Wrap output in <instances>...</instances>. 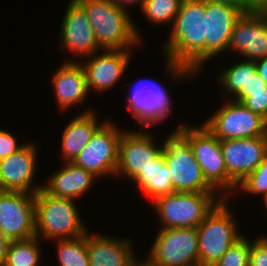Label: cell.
Returning <instances> with one entry per match:
<instances>
[{
  "label": "cell",
  "mask_w": 267,
  "mask_h": 266,
  "mask_svg": "<svg viewBox=\"0 0 267 266\" xmlns=\"http://www.w3.org/2000/svg\"><path fill=\"white\" fill-rule=\"evenodd\" d=\"M206 0H182L179 12L161 47L163 73L172 85L179 81L193 83L205 68ZM163 53V54H162ZM201 76V77H200Z\"/></svg>",
  "instance_id": "cell-1"
},
{
  "label": "cell",
  "mask_w": 267,
  "mask_h": 266,
  "mask_svg": "<svg viewBox=\"0 0 267 266\" xmlns=\"http://www.w3.org/2000/svg\"><path fill=\"white\" fill-rule=\"evenodd\" d=\"M77 1L85 9L102 50H139L146 43L136 19L112 0Z\"/></svg>",
  "instance_id": "cell-2"
},
{
  "label": "cell",
  "mask_w": 267,
  "mask_h": 266,
  "mask_svg": "<svg viewBox=\"0 0 267 266\" xmlns=\"http://www.w3.org/2000/svg\"><path fill=\"white\" fill-rule=\"evenodd\" d=\"M78 202L51 196L43 188L37 191L34 199L35 236L44 243H50L85 235L90 227L81 216Z\"/></svg>",
  "instance_id": "cell-3"
},
{
  "label": "cell",
  "mask_w": 267,
  "mask_h": 266,
  "mask_svg": "<svg viewBox=\"0 0 267 266\" xmlns=\"http://www.w3.org/2000/svg\"><path fill=\"white\" fill-rule=\"evenodd\" d=\"M223 198L217 192H174L149 203L159 229L196 228Z\"/></svg>",
  "instance_id": "cell-4"
},
{
  "label": "cell",
  "mask_w": 267,
  "mask_h": 266,
  "mask_svg": "<svg viewBox=\"0 0 267 266\" xmlns=\"http://www.w3.org/2000/svg\"><path fill=\"white\" fill-rule=\"evenodd\" d=\"M230 201L223 198L196 227L199 266H213L244 235Z\"/></svg>",
  "instance_id": "cell-5"
},
{
  "label": "cell",
  "mask_w": 267,
  "mask_h": 266,
  "mask_svg": "<svg viewBox=\"0 0 267 266\" xmlns=\"http://www.w3.org/2000/svg\"><path fill=\"white\" fill-rule=\"evenodd\" d=\"M139 78L122 86L123 90L126 87L129 89V92L126 91V109L140 128L164 125L175 109L169 87L165 86L166 83L158 82V79Z\"/></svg>",
  "instance_id": "cell-6"
},
{
  "label": "cell",
  "mask_w": 267,
  "mask_h": 266,
  "mask_svg": "<svg viewBox=\"0 0 267 266\" xmlns=\"http://www.w3.org/2000/svg\"><path fill=\"white\" fill-rule=\"evenodd\" d=\"M184 121L179 120L174 128L188 140L206 182L222 198L228 199V174L220 140L203 124Z\"/></svg>",
  "instance_id": "cell-7"
},
{
  "label": "cell",
  "mask_w": 267,
  "mask_h": 266,
  "mask_svg": "<svg viewBox=\"0 0 267 266\" xmlns=\"http://www.w3.org/2000/svg\"><path fill=\"white\" fill-rule=\"evenodd\" d=\"M162 154L175 192H216L204 179L188 140L176 128L165 133Z\"/></svg>",
  "instance_id": "cell-8"
},
{
  "label": "cell",
  "mask_w": 267,
  "mask_h": 266,
  "mask_svg": "<svg viewBox=\"0 0 267 266\" xmlns=\"http://www.w3.org/2000/svg\"><path fill=\"white\" fill-rule=\"evenodd\" d=\"M126 128L107 119L93 134L91 140L73 163L91 172L98 179L114 178L118 164L119 142Z\"/></svg>",
  "instance_id": "cell-9"
},
{
  "label": "cell",
  "mask_w": 267,
  "mask_h": 266,
  "mask_svg": "<svg viewBox=\"0 0 267 266\" xmlns=\"http://www.w3.org/2000/svg\"><path fill=\"white\" fill-rule=\"evenodd\" d=\"M202 124L219 140L267 136V120L242 103L225 97Z\"/></svg>",
  "instance_id": "cell-10"
},
{
  "label": "cell",
  "mask_w": 267,
  "mask_h": 266,
  "mask_svg": "<svg viewBox=\"0 0 267 266\" xmlns=\"http://www.w3.org/2000/svg\"><path fill=\"white\" fill-rule=\"evenodd\" d=\"M127 128L119 142L118 164L115 179L132 181L139 173L148 168L163 153L164 136L159 140L150 128ZM157 136V137H155ZM160 143V144H159Z\"/></svg>",
  "instance_id": "cell-11"
},
{
  "label": "cell",
  "mask_w": 267,
  "mask_h": 266,
  "mask_svg": "<svg viewBox=\"0 0 267 266\" xmlns=\"http://www.w3.org/2000/svg\"><path fill=\"white\" fill-rule=\"evenodd\" d=\"M155 235L146 256L152 265L199 266L197 228L158 229Z\"/></svg>",
  "instance_id": "cell-12"
},
{
  "label": "cell",
  "mask_w": 267,
  "mask_h": 266,
  "mask_svg": "<svg viewBox=\"0 0 267 266\" xmlns=\"http://www.w3.org/2000/svg\"><path fill=\"white\" fill-rule=\"evenodd\" d=\"M59 29L58 48L60 53L69 54L64 62H80L101 51L92 25L83 6L77 0H69Z\"/></svg>",
  "instance_id": "cell-13"
},
{
  "label": "cell",
  "mask_w": 267,
  "mask_h": 266,
  "mask_svg": "<svg viewBox=\"0 0 267 266\" xmlns=\"http://www.w3.org/2000/svg\"><path fill=\"white\" fill-rule=\"evenodd\" d=\"M228 174V198L237 186L251 174L267 154V136L220 140Z\"/></svg>",
  "instance_id": "cell-14"
},
{
  "label": "cell",
  "mask_w": 267,
  "mask_h": 266,
  "mask_svg": "<svg viewBox=\"0 0 267 266\" xmlns=\"http://www.w3.org/2000/svg\"><path fill=\"white\" fill-rule=\"evenodd\" d=\"M133 50H101L80 61L90 95L105 94L122 82L132 64ZM133 54V55H132Z\"/></svg>",
  "instance_id": "cell-15"
},
{
  "label": "cell",
  "mask_w": 267,
  "mask_h": 266,
  "mask_svg": "<svg viewBox=\"0 0 267 266\" xmlns=\"http://www.w3.org/2000/svg\"><path fill=\"white\" fill-rule=\"evenodd\" d=\"M26 141L22 149L0 160V191L35 194L43 188V182L40 179L36 181L41 144L31 139Z\"/></svg>",
  "instance_id": "cell-16"
},
{
  "label": "cell",
  "mask_w": 267,
  "mask_h": 266,
  "mask_svg": "<svg viewBox=\"0 0 267 266\" xmlns=\"http://www.w3.org/2000/svg\"><path fill=\"white\" fill-rule=\"evenodd\" d=\"M35 194L0 191V234L11 241L35 236Z\"/></svg>",
  "instance_id": "cell-17"
},
{
  "label": "cell",
  "mask_w": 267,
  "mask_h": 266,
  "mask_svg": "<svg viewBox=\"0 0 267 266\" xmlns=\"http://www.w3.org/2000/svg\"><path fill=\"white\" fill-rule=\"evenodd\" d=\"M228 53L249 61L267 58V12L242 14L233 27Z\"/></svg>",
  "instance_id": "cell-18"
},
{
  "label": "cell",
  "mask_w": 267,
  "mask_h": 266,
  "mask_svg": "<svg viewBox=\"0 0 267 266\" xmlns=\"http://www.w3.org/2000/svg\"><path fill=\"white\" fill-rule=\"evenodd\" d=\"M242 14L238 7L206 0L204 71L208 62L227 54L233 27Z\"/></svg>",
  "instance_id": "cell-19"
},
{
  "label": "cell",
  "mask_w": 267,
  "mask_h": 266,
  "mask_svg": "<svg viewBox=\"0 0 267 266\" xmlns=\"http://www.w3.org/2000/svg\"><path fill=\"white\" fill-rule=\"evenodd\" d=\"M62 64V65H61ZM51 90L59 112L68 113L70 108H78L89 99L86 75L80 62H61L52 71Z\"/></svg>",
  "instance_id": "cell-20"
},
{
  "label": "cell",
  "mask_w": 267,
  "mask_h": 266,
  "mask_svg": "<svg viewBox=\"0 0 267 266\" xmlns=\"http://www.w3.org/2000/svg\"><path fill=\"white\" fill-rule=\"evenodd\" d=\"M87 232V250L90 266H132L139 258L133 241L128 237ZM126 237V238H125Z\"/></svg>",
  "instance_id": "cell-21"
},
{
  "label": "cell",
  "mask_w": 267,
  "mask_h": 266,
  "mask_svg": "<svg viewBox=\"0 0 267 266\" xmlns=\"http://www.w3.org/2000/svg\"><path fill=\"white\" fill-rule=\"evenodd\" d=\"M84 110L66 122L61 134L60 159L62 162H73L91 140L96 130L108 119L98 117L94 107L86 106ZM103 119V120H102Z\"/></svg>",
  "instance_id": "cell-22"
},
{
  "label": "cell",
  "mask_w": 267,
  "mask_h": 266,
  "mask_svg": "<svg viewBox=\"0 0 267 266\" xmlns=\"http://www.w3.org/2000/svg\"><path fill=\"white\" fill-rule=\"evenodd\" d=\"M61 165L43 181V189L51 196L77 201L83 199L99 181L91 172L73 162H61Z\"/></svg>",
  "instance_id": "cell-23"
},
{
  "label": "cell",
  "mask_w": 267,
  "mask_h": 266,
  "mask_svg": "<svg viewBox=\"0 0 267 266\" xmlns=\"http://www.w3.org/2000/svg\"><path fill=\"white\" fill-rule=\"evenodd\" d=\"M133 185L140 192V196L144 195V199L153 202L155 199L174 193L172 176L168 166L165 163V157L161 154L154 163L139 173L132 181ZM142 193V194H141Z\"/></svg>",
  "instance_id": "cell-24"
},
{
  "label": "cell",
  "mask_w": 267,
  "mask_h": 266,
  "mask_svg": "<svg viewBox=\"0 0 267 266\" xmlns=\"http://www.w3.org/2000/svg\"><path fill=\"white\" fill-rule=\"evenodd\" d=\"M220 68L217 74H214L217 76L215 79L218 86H221L228 99L241 102L246 97L249 70H256L255 61L240 59L232 65L228 63Z\"/></svg>",
  "instance_id": "cell-25"
},
{
  "label": "cell",
  "mask_w": 267,
  "mask_h": 266,
  "mask_svg": "<svg viewBox=\"0 0 267 266\" xmlns=\"http://www.w3.org/2000/svg\"><path fill=\"white\" fill-rule=\"evenodd\" d=\"M42 245L43 242L36 236L11 241L6 259L1 266H45L42 263L45 246Z\"/></svg>",
  "instance_id": "cell-26"
},
{
  "label": "cell",
  "mask_w": 267,
  "mask_h": 266,
  "mask_svg": "<svg viewBox=\"0 0 267 266\" xmlns=\"http://www.w3.org/2000/svg\"><path fill=\"white\" fill-rule=\"evenodd\" d=\"M56 246V266H90L87 250V233L72 239L53 240Z\"/></svg>",
  "instance_id": "cell-27"
},
{
  "label": "cell",
  "mask_w": 267,
  "mask_h": 266,
  "mask_svg": "<svg viewBox=\"0 0 267 266\" xmlns=\"http://www.w3.org/2000/svg\"><path fill=\"white\" fill-rule=\"evenodd\" d=\"M182 0H144L141 14L145 17V21L154 25L168 29L172 26L175 16L179 12Z\"/></svg>",
  "instance_id": "cell-28"
},
{
  "label": "cell",
  "mask_w": 267,
  "mask_h": 266,
  "mask_svg": "<svg viewBox=\"0 0 267 266\" xmlns=\"http://www.w3.org/2000/svg\"><path fill=\"white\" fill-rule=\"evenodd\" d=\"M263 198L267 195V154L258 167L249 174L236 188L234 195ZM260 196V197H259Z\"/></svg>",
  "instance_id": "cell-29"
},
{
  "label": "cell",
  "mask_w": 267,
  "mask_h": 266,
  "mask_svg": "<svg viewBox=\"0 0 267 266\" xmlns=\"http://www.w3.org/2000/svg\"><path fill=\"white\" fill-rule=\"evenodd\" d=\"M250 246V237L244 233L213 266H249Z\"/></svg>",
  "instance_id": "cell-30"
},
{
  "label": "cell",
  "mask_w": 267,
  "mask_h": 266,
  "mask_svg": "<svg viewBox=\"0 0 267 266\" xmlns=\"http://www.w3.org/2000/svg\"><path fill=\"white\" fill-rule=\"evenodd\" d=\"M249 266H267V234L255 235L251 240Z\"/></svg>",
  "instance_id": "cell-31"
},
{
  "label": "cell",
  "mask_w": 267,
  "mask_h": 266,
  "mask_svg": "<svg viewBox=\"0 0 267 266\" xmlns=\"http://www.w3.org/2000/svg\"><path fill=\"white\" fill-rule=\"evenodd\" d=\"M8 129L0 128V160L22 149L27 142L18 141L19 138Z\"/></svg>",
  "instance_id": "cell-32"
},
{
  "label": "cell",
  "mask_w": 267,
  "mask_h": 266,
  "mask_svg": "<svg viewBox=\"0 0 267 266\" xmlns=\"http://www.w3.org/2000/svg\"><path fill=\"white\" fill-rule=\"evenodd\" d=\"M240 103L267 120V87L264 90L250 92V96L245 97Z\"/></svg>",
  "instance_id": "cell-33"
},
{
  "label": "cell",
  "mask_w": 267,
  "mask_h": 266,
  "mask_svg": "<svg viewBox=\"0 0 267 266\" xmlns=\"http://www.w3.org/2000/svg\"><path fill=\"white\" fill-rule=\"evenodd\" d=\"M267 83L258 75L256 70H249V79L246 85V97L250 96V92L264 90Z\"/></svg>",
  "instance_id": "cell-34"
},
{
  "label": "cell",
  "mask_w": 267,
  "mask_h": 266,
  "mask_svg": "<svg viewBox=\"0 0 267 266\" xmlns=\"http://www.w3.org/2000/svg\"><path fill=\"white\" fill-rule=\"evenodd\" d=\"M120 9H123L125 11H127L128 13H131V7L132 9H134L133 7L135 6V9H142L144 0H112ZM138 4V8H136Z\"/></svg>",
  "instance_id": "cell-35"
},
{
  "label": "cell",
  "mask_w": 267,
  "mask_h": 266,
  "mask_svg": "<svg viewBox=\"0 0 267 266\" xmlns=\"http://www.w3.org/2000/svg\"><path fill=\"white\" fill-rule=\"evenodd\" d=\"M244 6L249 11L267 12V0H244Z\"/></svg>",
  "instance_id": "cell-36"
},
{
  "label": "cell",
  "mask_w": 267,
  "mask_h": 266,
  "mask_svg": "<svg viewBox=\"0 0 267 266\" xmlns=\"http://www.w3.org/2000/svg\"><path fill=\"white\" fill-rule=\"evenodd\" d=\"M11 240L0 234V266L4 263Z\"/></svg>",
  "instance_id": "cell-37"
},
{
  "label": "cell",
  "mask_w": 267,
  "mask_h": 266,
  "mask_svg": "<svg viewBox=\"0 0 267 266\" xmlns=\"http://www.w3.org/2000/svg\"><path fill=\"white\" fill-rule=\"evenodd\" d=\"M256 72L267 83V58L255 61Z\"/></svg>",
  "instance_id": "cell-38"
},
{
  "label": "cell",
  "mask_w": 267,
  "mask_h": 266,
  "mask_svg": "<svg viewBox=\"0 0 267 266\" xmlns=\"http://www.w3.org/2000/svg\"><path fill=\"white\" fill-rule=\"evenodd\" d=\"M212 2H218L227 4L230 6L238 7L243 13L250 12L245 6H244V0H208Z\"/></svg>",
  "instance_id": "cell-39"
},
{
  "label": "cell",
  "mask_w": 267,
  "mask_h": 266,
  "mask_svg": "<svg viewBox=\"0 0 267 266\" xmlns=\"http://www.w3.org/2000/svg\"><path fill=\"white\" fill-rule=\"evenodd\" d=\"M132 266H154L152 265L146 258H142V260H140V257L139 259H137L133 264Z\"/></svg>",
  "instance_id": "cell-40"
},
{
  "label": "cell",
  "mask_w": 267,
  "mask_h": 266,
  "mask_svg": "<svg viewBox=\"0 0 267 266\" xmlns=\"http://www.w3.org/2000/svg\"><path fill=\"white\" fill-rule=\"evenodd\" d=\"M261 201V203L263 204V210H265L266 211V214H267V195L266 196H264L263 198H262V200H259L258 202H260Z\"/></svg>",
  "instance_id": "cell-41"
}]
</instances>
